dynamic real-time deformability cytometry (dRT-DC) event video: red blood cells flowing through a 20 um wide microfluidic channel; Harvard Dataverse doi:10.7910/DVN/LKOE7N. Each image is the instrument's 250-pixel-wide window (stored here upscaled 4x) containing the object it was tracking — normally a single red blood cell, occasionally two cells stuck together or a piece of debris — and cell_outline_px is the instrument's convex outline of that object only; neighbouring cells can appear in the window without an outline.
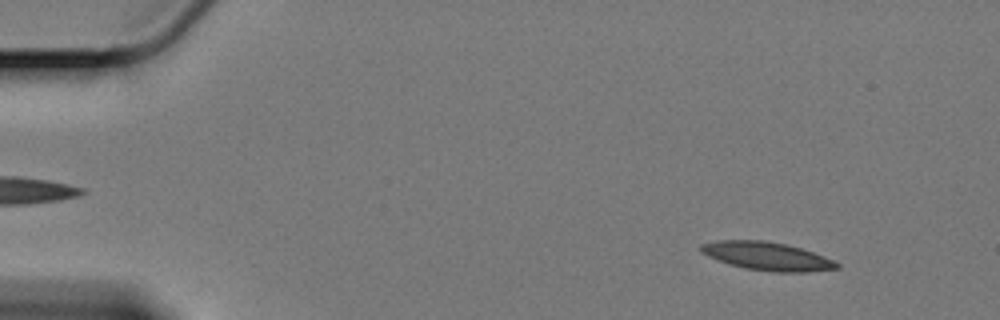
{"species": "Egyptian fruit bat (a non-hibernating species)", "species_latin": "Rousettus aegyptiacus", "temperature_condition": "cold", "stored_images_in_passage": 61, "camera_frame_rate_fps": 3000, "um_per_image_px": 0.085, "animal": {"sex": "female"}, "frame": {"image": 1, "passage_image": 6, "time_ms": 1.667, "image_size_px": [1000, 320], "cell_outline_px": [[840, 268], [804, 272], [776, 272], [744, 268], [708, 256], [700, 252], [700, 244], [720, 240], [760, 240], [784, 244], [800, 248], [824, 256], [840, 264]], "centroid_in_image_um": [65.2, 21.77], "position_along_channel_um": 19.8, "area_um2": 22.02}}
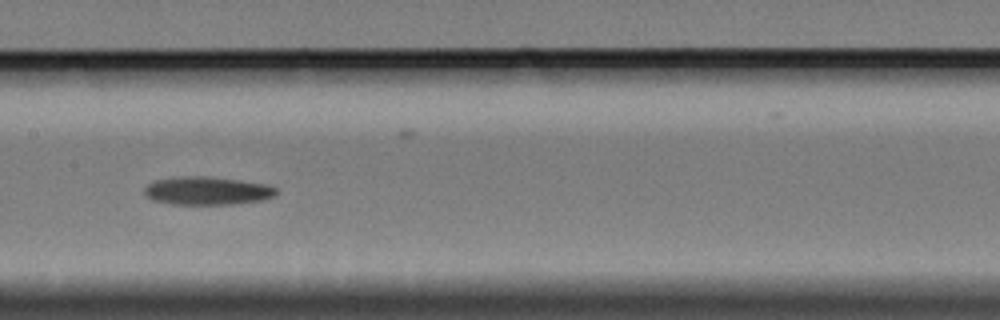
{"frame": {"image": 2, "passage_image": 30, "time_ms": 9.667, "image_size_px": [1000, 320], "cell_outline_px": [[276, 196], [264, 200], [232, 204], [172, 204], [152, 200], [144, 196], [144, 188], [148, 184], [156, 180], [180, 176], [208, 176], [240, 180], [268, 184], [276, 188]], "centroid_in_image_um": [17.61, 16.21], "position_along_channel_um": 189.8, "area_um2": 21.85}}
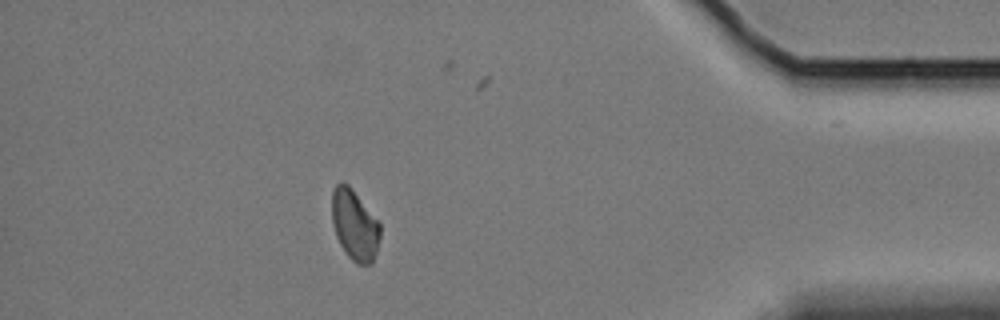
{"frame": {"image": 3, "passage_image": 53, "time_ms": 17.333, "image_size_px": [1000, 320], "cell_outline_px": [[380, 236], [376, 252], [372, 264], [356, 264], [344, 252], [336, 236], [332, 224], [332, 192], [336, 184], [348, 184], [380, 220]], "centroid_in_image_um": [30.16, 19.13], "position_along_channel_um": 405.0, "area_um2": 20.06}}